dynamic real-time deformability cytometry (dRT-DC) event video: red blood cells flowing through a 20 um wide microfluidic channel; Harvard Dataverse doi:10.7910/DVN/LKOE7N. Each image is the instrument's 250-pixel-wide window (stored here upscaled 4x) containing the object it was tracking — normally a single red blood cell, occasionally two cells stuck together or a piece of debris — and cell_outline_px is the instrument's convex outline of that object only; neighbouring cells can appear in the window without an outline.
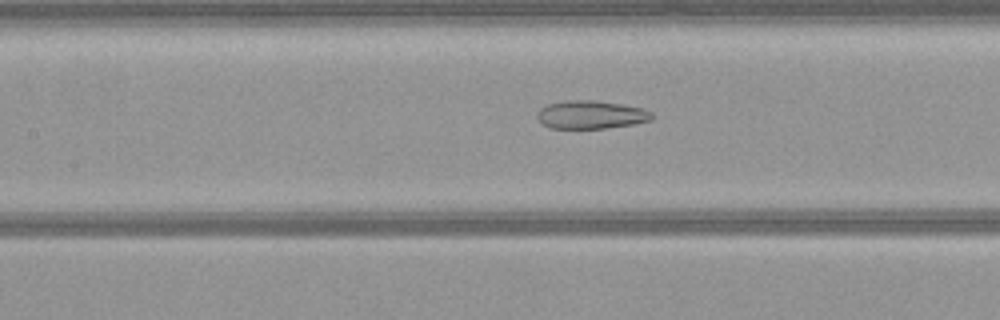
{"species": "common noctule bat (a hibernating species)", "species_latin": "Nyctalus noctula", "temperature_condition": "warm", "stored_images_in_passage": 52, "camera_frame_rate_fps": 3000, "um_per_image_px": 0.085, "animal": {"sex": "female", "body_mass_g": 21.9}, "frame": {"image": 1, "passage_image": 23, "time_ms": 7.333, "image_size_px": [1000, 320], "cell_outline_px": [[656, 116], [652, 120], [632, 124], [604, 128], [552, 128], [544, 124], [536, 116], [536, 112], [540, 108], [548, 104], [564, 100], [592, 100], [620, 104], [644, 108], [652, 112]], "centroid_in_image_um": [50.25, 9.74], "position_along_channel_um": 157.1, "area_um2": 18.84}}
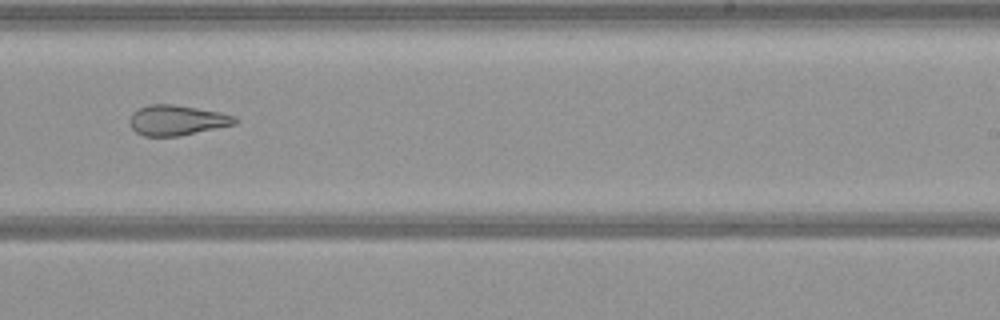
{"frame": {"image": 2, "passage_image": 32, "time_ms": 10.333, "image_size_px": [1000, 320], "cell_outline_px": [[236, 124], [180, 136], [144, 136], [136, 132], [128, 124], [128, 120], [132, 112], [148, 104], [172, 104], [220, 112], [236, 116]], "centroid_in_image_um": [15.0, 10.22], "position_along_channel_um": 274.0, "area_um2": 18.61}}
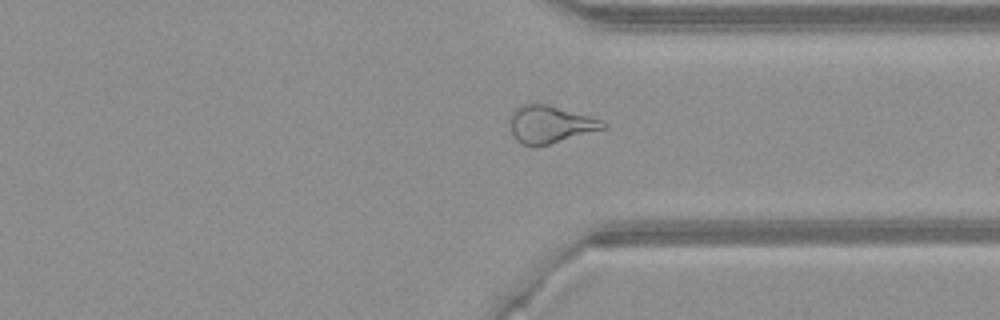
{"frame": {"image": 3, "passage_image": 39, "time_ms": 12.667, "image_size_px": [1000, 320], "cell_outline_px": [[608, 124], [604, 128], [536, 148], [532, 148], [520, 144], [512, 136], [508, 120], [508, 116], [520, 104], [548, 104], [588, 116], [600, 120]], "centroid_in_image_um": [46.65, 10.59], "position_along_channel_um": 364.8, "area_um2": 20.52}}